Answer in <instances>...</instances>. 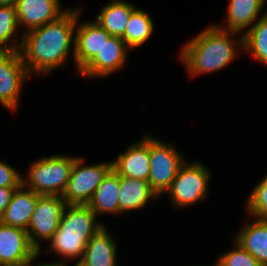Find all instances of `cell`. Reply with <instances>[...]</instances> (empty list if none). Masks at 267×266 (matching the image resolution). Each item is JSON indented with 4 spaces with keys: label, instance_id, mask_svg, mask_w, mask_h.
I'll return each instance as SVG.
<instances>
[{
    "label": "cell",
    "instance_id": "cell-22",
    "mask_svg": "<svg viewBox=\"0 0 267 266\" xmlns=\"http://www.w3.org/2000/svg\"><path fill=\"white\" fill-rule=\"evenodd\" d=\"M153 22L149 14L135 9L129 18V23L121 37L128 48H133L143 44L152 34Z\"/></svg>",
    "mask_w": 267,
    "mask_h": 266
},
{
    "label": "cell",
    "instance_id": "cell-29",
    "mask_svg": "<svg viewBox=\"0 0 267 266\" xmlns=\"http://www.w3.org/2000/svg\"><path fill=\"white\" fill-rule=\"evenodd\" d=\"M18 187H0V220L7 206L9 205L12 195Z\"/></svg>",
    "mask_w": 267,
    "mask_h": 266
},
{
    "label": "cell",
    "instance_id": "cell-12",
    "mask_svg": "<svg viewBox=\"0 0 267 266\" xmlns=\"http://www.w3.org/2000/svg\"><path fill=\"white\" fill-rule=\"evenodd\" d=\"M59 7L58 0H19L15 6L18 24H25L27 31L39 28L65 12Z\"/></svg>",
    "mask_w": 267,
    "mask_h": 266
},
{
    "label": "cell",
    "instance_id": "cell-31",
    "mask_svg": "<svg viewBox=\"0 0 267 266\" xmlns=\"http://www.w3.org/2000/svg\"><path fill=\"white\" fill-rule=\"evenodd\" d=\"M31 261L27 262L23 266H30ZM38 266H64L63 263H54V264H44V265H38Z\"/></svg>",
    "mask_w": 267,
    "mask_h": 266
},
{
    "label": "cell",
    "instance_id": "cell-25",
    "mask_svg": "<svg viewBox=\"0 0 267 266\" xmlns=\"http://www.w3.org/2000/svg\"><path fill=\"white\" fill-rule=\"evenodd\" d=\"M18 25L15 6L0 5V52L19 51L20 48H17L15 43L12 46L6 45ZM3 44L5 47L1 46Z\"/></svg>",
    "mask_w": 267,
    "mask_h": 266
},
{
    "label": "cell",
    "instance_id": "cell-14",
    "mask_svg": "<svg viewBox=\"0 0 267 266\" xmlns=\"http://www.w3.org/2000/svg\"><path fill=\"white\" fill-rule=\"evenodd\" d=\"M25 181L23 180V185L15 189L0 222L27 231L31 216L35 211L38 198L41 195L32 190L22 191V188L27 183Z\"/></svg>",
    "mask_w": 267,
    "mask_h": 266
},
{
    "label": "cell",
    "instance_id": "cell-17",
    "mask_svg": "<svg viewBox=\"0 0 267 266\" xmlns=\"http://www.w3.org/2000/svg\"><path fill=\"white\" fill-rule=\"evenodd\" d=\"M236 242L248 251L261 266H267V219L247 224L236 238Z\"/></svg>",
    "mask_w": 267,
    "mask_h": 266
},
{
    "label": "cell",
    "instance_id": "cell-32",
    "mask_svg": "<svg viewBox=\"0 0 267 266\" xmlns=\"http://www.w3.org/2000/svg\"><path fill=\"white\" fill-rule=\"evenodd\" d=\"M75 266H85L84 264H82V262H78Z\"/></svg>",
    "mask_w": 267,
    "mask_h": 266
},
{
    "label": "cell",
    "instance_id": "cell-24",
    "mask_svg": "<svg viewBox=\"0 0 267 266\" xmlns=\"http://www.w3.org/2000/svg\"><path fill=\"white\" fill-rule=\"evenodd\" d=\"M92 236L73 233H54L51 239V250L65 257H76L84 254L86 244Z\"/></svg>",
    "mask_w": 267,
    "mask_h": 266
},
{
    "label": "cell",
    "instance_id": "cell-2",
    "mask_svg": "<svg viewBox=\"0 0 267 266\" xmlns=\"http://www.w3.org/2000/svg\"><path fill=\"white\" fill-rule=\"evenodd\" d=\"M234 33L236 32L211 26L187 43L180 57L189 72L193 75L203 74L219 70L229 64L236 50L229 34Z\"/></svg>",
    "mask_w": 267,
    "mask_h": 266
},
{
    "label": "cell",
    "instance_id": "cell-9",
    "mask_svg": "<svg viewBox=\"0 0 267 266\" xmlns=\"http://www.w3.org/2000/svg\"><path fill=\"white\" fill-rule=\"evenodd\" d=\"M38 253L26 230L0 222V266H23Z\"/></svg>",
    "mask_w": 267,
    "mask_h": 266
},
{
    "label": "cell",
    "instance_id": "cell-7",
    "mask_svg": "<svg viewBox=\"0 0 267 266\" xmlns=\"http://www.w3.org/2000/svg\"><path fill=\"white\" fill-rule=\"evenodd\" d=\"M209 177L202 164L196 162L187 166L184 162L167 190L178 206L191 205L206 197Z\"/></svg>",
    "mask_w": 267,
    "mask_h": 266
},
{
    "label": "cell",
    "instance_id": "cell-28",
    "mask_svg": "<svg viewBox=\"0 0 267 266\" xmlns=\"http://www.w3.org/2000/svg\"><path fill=\"white\" fill-rule=\"evenodd\" d=\"M22 177L10 166L0 161V187H20Z\"/></svg>",
    "mask_w": 267,
    "mask_h": 266
},
{
    "label": "cell",
    "instance_id": "cell-10",
    "mask_svg": "<svg viewBox=\"0 0 267 266\" xmlns=\"http://www.w3.org/2000/svg\"><path fill=\"white\" fill-rule=\"evenodd\" d=\"M127 45L121 37L111 36L101 50L80 70L85 76H105L125 63Z\"/></svg>",
    "mask_w": 267,
    "mask_h": 266
},
{
    "label": "cell",
    "instance_id": "cell-27",
    "mask_svg": "<svg viewBox=\"0 0 267 266\" xmlns=\"http://www.w3.org/2000/svg\"><path fill=\"white\" fill-rule=\"evenodd\" d=\"M236 249L218 260L220 266H261L258 261L237 242Z\"/></svg>",
    "mask_w": 267,
    "mask_h": 266
},
{
    "label": "cell",
    "instance_id": "cell-18",
    "mask_svg": "<svg viewBox=\"0 0 267 266\" xmlns=\"http://www.w3.org/2000/svg\"><path fill=\"white\" fill-rule=\"evenodd\" d=\"M119 183V212L139 209L146 204L149 198L158 196L148 181L119 175Z\"/></svg>",
    "mask_w": 267,
    "mask_h": 266
},
{
    "label": "cell",
    "instance_id": "cell-30",
    "mask_svg": "<svg viewBox=\"0 0 267 266\" xmlns=\"http://www.w3.org/2000/svg\"><path fill=\"white\" fill-rule=\"evenodd\" d=\"M19 0H0V5L16 6Z\"/></svg>",
    "mask_w": 267,
    "mask_h": 266
},
{
    "label": "cell",
    "instance_id": "cell-6",
    "mask_svg": "<svg viewBox=\"0 0 267 266\" xmlns=\"http://www.w3.org/2000/svg\"><path fill=\"white\" fill-rule=\"evenodd\" d=\"M66 202L59 195H41L31 216L27 233L31 245L39 252V239L51 240L59 227V223L66 207Z\"/></svg>",
    "mask_w": 267,
    "mask_h": 266
},
{
    "label": "cell",
    "instance_id": "cell-26",
    "mask_svg": "<svg viewBox=\"0 0 267 266\" xmlns=\"http://www.w3.org/2000/svg\"><path fill=\"white\" fill-rule=\"evenodd\" d=\"M248 210L258 218L267 219V176L255 187L247 203Z\"/></svg>",
    "mask_w": 267,
    "mask_h": 266
},
{
    "label": "cell",
    "instance_id": "cell-16",
    "mask_svg": "<svg viewBox=\"0 0 267 266\" xmlns=\"http://www.w3.org/2000/svg\"><path fill=\"white\" fill-rule=\"evenodd\" d=\"M102 227L86 244L80 262L85 266H115L116 247Z\"/></svg>",
    "mask_w": 267,
    "mask_h": 266
},
{
    "label": "cell",
    "instance_id": "cell-21",
    "mask_svg": "<svg viewBox=\"0 0 267 266\" xmlns=\"http://www.w3.org/2000/svg\"><path fill=\"white\" fill-rule=\"evenodd\" d=\"M265 0H230L228 6V31L239 32L256 19Z\"/></svg>",
    "mask_w": 267,
    "mask_h": 266
},
{
    "label": "cell",
    "instance_id": "cell-23",
    "mask_svg": "<svg viewBox=\"0 0 267 266\" xmlns=\"http://www.w3.org/2000/svg\"><path fill=\"white\" fill-rule=\"evenodd\" d=\"M238 45L250 49L254 57L267 65V13L240 38Z\"/></svg>",
    "mask_w": 267,
    "mask_h": 266
},
{
    "label": "cell",
    "instance_id": "cell-15",
    "mask_svg": "<svg viewBox=\"0 0 267 266\" xmlns=\"http://www.w3.org/2000/svg\"><path fill=\"white\" fill-rule=\"evenodd\" d=\"M68 212L63 211L59 227L55 233L83 234L93 236L103 225H96V214L88 205H66Z\"/></svg>",
    "mask_w": 267,
    "mask_h": 266
},
{
    "label": "cell",
    "instance_id": "cell-19",
    "mask_svg": "<svg viewBox=\"0 0 267 266\" xmlns=\"http://www.w3.org/2000/svg\"><path fill=\"white\" fill-rule=\"evenodd\" d=\"M119 189V175L111 169L87 205L96 215L103 212L119 213Z\"/></svg>",
    "mask_w": 267,
    "mask_h": 266
},
{
    "label": "cell",
    "instance_id": "cell-13",
    "mask_svg": "<svg viewBox=\"0 0 267 266\" xmlns=\"http://www.w3.org/2000/svg\"><path fill=\"white\" fill-rule=\"evenodd\" d=\"M77 30L73 55L80 71L101 50L111 35L96 22L80 25Z\"/></svg>",
    "mask_w": 267,
    "mask_h": 266
},
{
    "label": "cell",
    "instance_id": "cell-4",
    "mask_svg": "<svg viewBox=\"0 0 267 266\" xmlns=\"http://www.w3.org/2000/svg\"><path fill=\"white\" fill-rule=\"evenodd\" d=\"M83 158H76L62 198L67 205H87L97 187L112 169V163L84 166Z\"/></svg>",
    "mask_w": 267,
    "mask_h": 266
},
{
    "label": "cell",
    "instance_id": "cell-8",
    "mask_svg": "<svg viewBox=\"0 0 267 266\" xmlns=\"http://www.w3.org/2000/svg\"><path fill=\"white\" fill-rule=\"evenodd\" d=\"M21 52H0V102L6 108H17L18 96L25 78L26 70Z\"/></svg>",
    "mask_w": 267,
    "mask_h": 266
},
{
    "label": "cell",
    "instance_id": "cell-1",
    "mask_svg": "<svg viewBox=\"0 0 267 266\" xmlns=\"http://www.w3.org/2000/svg\"><path fill=\"white\" fill-rule=\"evenodd\" d=\"M78 15V11L65 10L56 20L26 32L17 47L24 53L22 60L28 61L24 65L29 74L32 69L37 73L50 72L65 62L71 42L75 41L72 37Z\"/></svg>",
    "mask_w": 267,
    "mask_h": 266
},
{
    "label": "cell",
    "instance_id": "cell-3",
    "mask_svg": "<svg viewBox=\"0 0 267 266\" xmlns=\"http://www.w3.org/2000/svg\"><path fill=\"white\" fill-rule=\"evenodd\" d=\"M76 158L52 156L31 165L29 188L40 195L62 196L66 190Z\"/></svg>",
    "mask_w": 267,
    "mask_h": 266
},
{
    "label": "cell",
    "instance_id": "cell-5",
    "mask_svg": "<svg viewBox=\"0 0 267 266\" xmlns=\"http://www.w3.org/2000/svg\"><path fill=\"white\" fill-rule=\"evenodd\" d=\"M150 173L148 183L160 195L167 190L180 167L184 164L182 156L171 145L149 138Z\"/></svg>",
    "mask_w": 267,
    "mask_h": 266
},
{
    "label": "cell",
    "instance_id": "cell-11",
    "mask_svg": "<svg viewBox=\"0 0 267 266\" xmlns=\"http://www.w3.org/2000/svg\"><path fill=\"white\" fill-rule=\"evenodd\" d=\"M112 169L120 176L148 181L150 173L149 138L135 143L112 162Z\"/></svg>",
    "mask_w": 267,
    "mask_h": 266
},
{
    "label": "cell",
    "instance_id": "cell-20",
    "mask_svg": "<svg viewBox=\"0 0 267 266\" xmlns=\"http://www.w3.org/2000/svg\"><path fill=\"white\" fill-rule=\"evenodd\" d=\"M134 10V6L115 0L103 8L96 23L111 36L122 37Z\"/></svg>",
    "mask_w": 267,
    "mask_h": 266
}]
</instances>
